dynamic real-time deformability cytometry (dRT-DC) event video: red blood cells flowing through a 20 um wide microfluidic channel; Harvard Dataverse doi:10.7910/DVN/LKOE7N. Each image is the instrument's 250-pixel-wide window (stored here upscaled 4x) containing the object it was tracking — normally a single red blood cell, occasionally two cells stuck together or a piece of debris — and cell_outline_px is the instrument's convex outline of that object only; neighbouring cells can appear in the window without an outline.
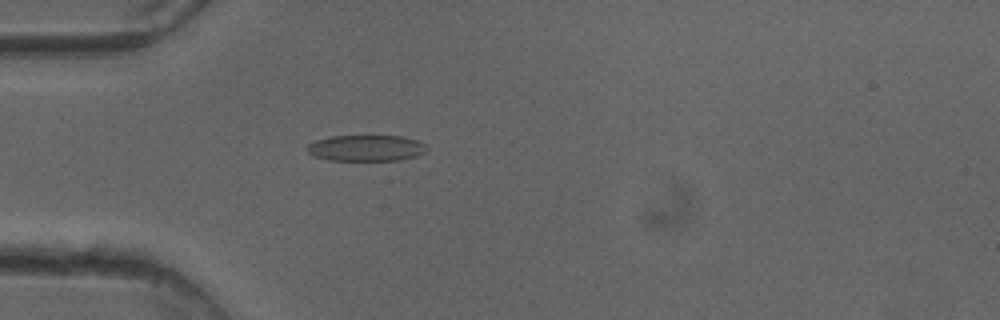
{"species": "common noctule bat (a hibernating species)", "species_latin": "Nyctalus noctula", "temperature_condition": "cold", "stored_images_in_passage": 49, "camera_frame_rate_fps": 3000, "um_per_image_px": 0.085, "animal": {"sex": "female"}, "frame": {"image": 1, "passage_image": 13, "time_ms": 4.0, "image_size_px": [1000, 320], "cell_outline_px": [[428, 148], [424, 152], [416, 156], [400, 160], [328, 160], [316, 156], [308, 152], [304, 148], [308, 144], [316, 140], [332, 136], [404, 136], [420, 140]], "centroid_in_image_um": [31.14, 12.58], "position_along_channel_um": 53.9, "area_um2": 18.26}}
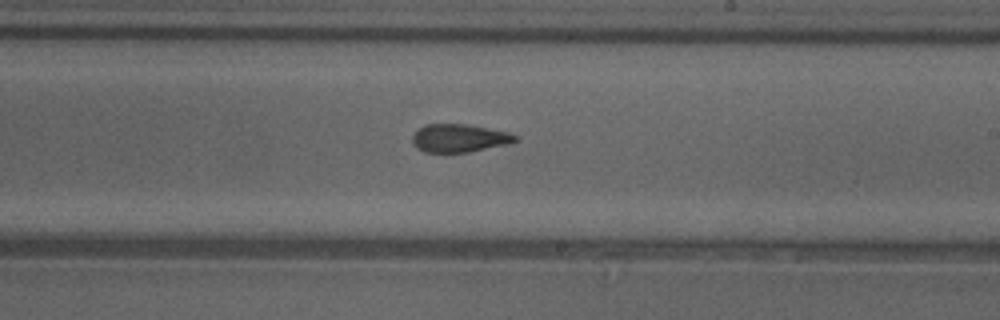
{"frame": {"image": 2, "passage_image": 28, "time_ms": 9.0, "image_size_px": [1000, 320], "cell_outline_px": [[520, 140], [508, 144], [468, 152], [424, 152], [416, 148], [412, 140], [412, 136], [424, 124], [468, 124], [508, 132], [520, 136]], "centroid_in_image_um": [39.07, 11.74], "position_along_channel_um": 249.9, "area_um2": 16.94}}
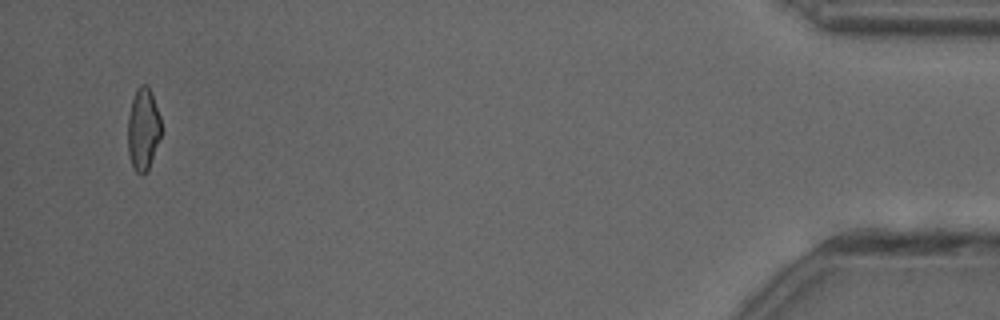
{"frame": {"image": 3, "passage_image": 47, "time_ms": 15.333, "image_size_px": [1000, 320], "cell_outline_px": [[164, 128], [148, 168], [144, 176], [136, 172], [132, 168], [128, 152], [128, 116], [132, 100], [136, 88], [140, 84], [148, 84], [152, 92]], "centroid_in_image_um": [12.18, 10.95], "position_along_channel_um": 423.0, "area_um2": 16.42}, "authors_computed_cell_mechanics": {"area_um2": 17.4556, "velocity_mm_per_s": 4.0709, "shape_relaxation_time_tau1_ms": 9.733, "shape_relaxation_time_tau2_ms": 2.1799, "deformation_change_tau1": 0.1862, "deformation_change_tau2": 0.0969}}